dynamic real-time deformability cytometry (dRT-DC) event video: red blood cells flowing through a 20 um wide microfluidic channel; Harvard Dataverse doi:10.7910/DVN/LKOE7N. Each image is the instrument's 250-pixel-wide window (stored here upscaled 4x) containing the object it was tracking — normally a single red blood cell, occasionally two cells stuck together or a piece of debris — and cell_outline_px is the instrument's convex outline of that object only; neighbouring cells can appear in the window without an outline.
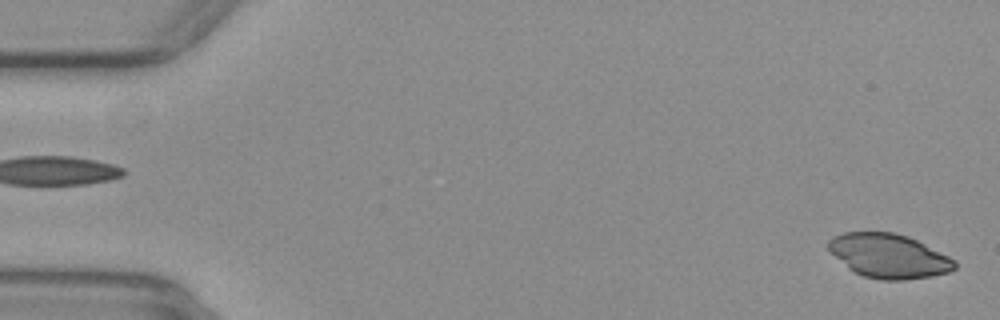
{"species": "common noctule bat (a hibernating species)", "species_latin": "Nyctalus noctula", "temperature_condition": "warm", "stored_images_in_passage": 13, "camera_frame_rate_fps": 3000, "um_per_image_px": 0.085, "animal": {"sex": "female", "body_mass_g": 29.2, "forearm_length_mm": 56.3}, "frame": {"image": 1, "passage_image": 1, "time_ms": 0.0, "image_size_px": [1000, 320], "cell_outline_px": [[956, 268], [948, 272], [932, 276], [904, 280], [880, 280], [864, 276], [852, 272], [828, 248], [828, 240], [832, 236], [844, 232], [896, 232], [908, 236], [956, 260]], "centroid_in_image_um": [75.54, 21.75], "position_along_channel_um": 9.5, "area_um2": 32.43}}